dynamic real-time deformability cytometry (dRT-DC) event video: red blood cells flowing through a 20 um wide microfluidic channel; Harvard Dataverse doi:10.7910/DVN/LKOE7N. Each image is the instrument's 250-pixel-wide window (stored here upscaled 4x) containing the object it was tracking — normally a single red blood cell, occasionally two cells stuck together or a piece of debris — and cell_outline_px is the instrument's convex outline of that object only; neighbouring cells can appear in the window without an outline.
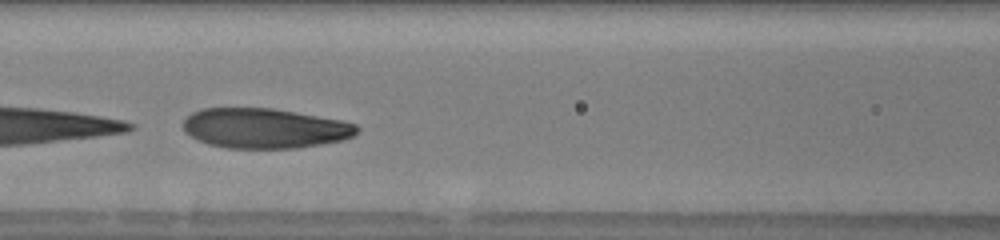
{"species": "human", "species_latin": "Homo sapiens", "temperature_condition": "warm", "stored_images_in_passage": 40, "camera_frame_rate_fps": 3000, "um_per_image_px": 0.085, "donor": {"sex": "male"}, "frame": {"image": 1, "passage_image": 16, "time_ms": 4.333, "image_size_px": [1000, 240], "cell_outline_px": [[360, 128], [352, 136], [344, 140], [296, 148], [228, 148], [208, 144], [184, 132], [184, 120], [192, 112], [200, 108], [272, 108], [340, 120], [356, 124]], "centroid_in_image_um": [22.48, 10.9], "position_along_channel_um": 144.1, "area_um2": 40.29}}
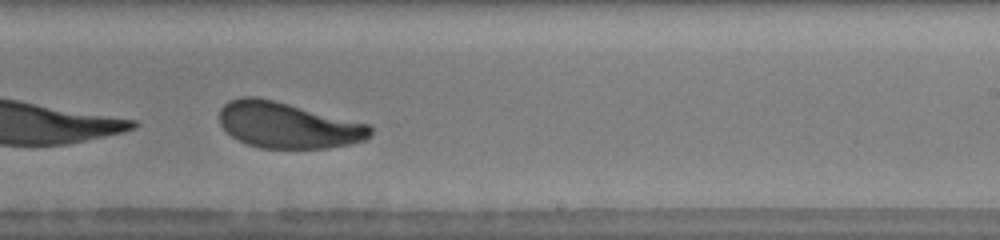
{"frame": {"image": 2, "passage_image": 28, "time_ms": 7.333, "image_size_px": [1000, 240], "cell_outline_px": [[372, 132], [368, 140], [352, 144], [328, 148], [260, 148], [248, 144], [232, 136], [220, 124], [220, 108], [228, 100], [240, 96], [256, 96], [372, 124]], "centroid_in_image_um": [24.51, 10.64], "position_along_channel_um": 264.5, "area_um2": 40.69}}